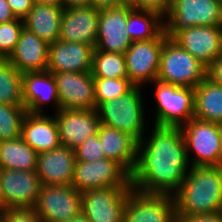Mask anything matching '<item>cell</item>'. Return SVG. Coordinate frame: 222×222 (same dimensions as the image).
Returning a JSON list of instances; mask_svg holds the SVG:
<instances>
[{"instance_id":"obj_21","label":"cell","mask_w":222,"mask_h":222,"mask_svg":"<svg viewBox=\"0 0 222 222\" xmlns=\"http://www.w3.org/2000/svg\"><path fill=\"white\" fill-rule=\"evenodd\" d=\"M22 98L29 113H43L42 105L51 101L56 107L55 112L61 109L56 80L48 70L22 74Z\"/></svg>"},{"instance_id":"obj_2","label":"cell","mask_w":222,"mask_h":222,"mask_svg":"<svg viewBox=\"0 0 222 222\" xmlns=\"http://www.w3.org/2000/svg\"><path fill=\"white\" fill-rule=\"evenodd\" d=\"M176 216L222 212V166H193L173 194Z\"/></svg>"},{"instance_id":"obj_40","label":"cell","mask_w":222,"mask_h":222,"mask_svg":"<svg viewBox=\"0 0 222 222\" xmlns=\"http://www.w3.org/2000/svg\"><path fill=\"white\" fill-rule=\"evenodd\" d=\"M126 3V0H91V6L97 10L115 8Z\"/></svg>"},{"instance_id":"obj_9","label":"cell","mask_w":222,"mask_h":222,"mask_svg":"<svg viewBox=\"0 0 222 222\" xmlns=\"http://www.w3.org/2000/svg\"><path fill=\"white\" fill-rule=\"evenodd\" d=\"M82 196L73 186L41 184L34 206L43 222H64L81 213Z\"/></svg>"},{"instance_id":"obj_25","label":"cell","mask_w":222,"mask_h":222,"mask_svg":"<svg viewBox=\"0 0 222 222\" xmlns=\"http://www.w3.org/2000/svg\"><path fill=\"white\" fill-rule=\"evenodd\" d=\"M64 8L35 3L23 19L24 27L48 44L59 40L61 17Z\"/></svg>"},{"instance_id":"obj_42","label":"cell","mask_w":222,"mask_h":222,"mask_svg":"<svg viewBox=\"0 0 222 222\" xmlns=\"http://www.w3.org/2000/svg\"><path fill=\"white\" fill-rule=\"evenodd\" d=\"M88 6H91V0H64V8Z\"/></svg>"},{"instance_id":"obj_23","label":"cell","mask_w":222,"mask_h":222,"mask_svg":"<svg viewBox=\"0 0 222 222\" xmlns=\"http://www.w3.org/2000/svg\"><path fill=\"white\" fill-rule=\"evenodd\" d=\"M21 138L37 153L61 145L55 116L50 117L44 113L27 112L21 126Z\"/></svg>"},{"instance_id":"obj_44","label":"cell","mask_w":222,"mask_h":222,"mask_svg":"<svg viewBox=\"0 0 222 222\" xmlns=\"http://www.w3.org/2000/svg\"><path fill=\"white\" fill-rule=\"evenodd\" d=\"M64 222H90L89 219L81 212L79 215L72 217Z\"/></svg>"},{"instance_id":"obj_33","label":"cell","mask_w":222,"mask_h":222,"mask_svg":"<svg viewBox=\"0 0 222 222\" xmlns=\"http://www.w3.org/2000/svg\"><path fill=\"white\" fill-rule=\"evenodd\" d=\"M23 28L24 20L20 18L0 23V54L9 57L15 49Z\"/></svg>"},{"instance_id":"obj_46","label":"cell","mask_w":222,"mask_h":222,"mask_svg":"<svg viewBox=\"0 0 222 222\" xmlns=\"http://www.w3.org/2000/svg\"><path fill=\"white\" fill-rule=\"evenodd\" d=\"M7 62V57H5L4 55L0 54V68L6 64Z\"/></svg>"},{"instance_id":"obj_26","label":"cell","mask_w":222,"mask_h":222,"mask_svg":"<svg viewBox=\"0 0 222 222\" xmlns=\"http://www.w3.org/2000/svg\"><path fill=\"white\" fill-rule=\"evenodd\" d=\"M164 16L153 10L134 8L128 4L127 30L132 41H148L165 33Z\"/></svg>"},{"instance_id":"obj_39","label":"cell","mask_w":222,"mask_h":222,"mask_svg":"<svg viewBox=\"0 0 222 222\" xmlns=\"http://www.w3.org/2000/svg\"><path fill=\"white\" fill-rule=\"evenodd\" d=\"M180 222H222V212L186 216Z\"/></svg>"},{"instance_id":"obj_45","label":"cell","mask_w":222,"mask_h":222,"mask_svg":"<svg viewBox=\"0 0 222 222\" xmlns=\"http://www.w3.org/2000/svg\"><path fill=\"white\" fill-rule=\"evenodd\" d=\"M220 166H222V123H220Z\"/></svg>"},{"instance_id":"obj_43","label":"cell","mask_w":222,"mask_h":222,"mask_svg":"<svg viewBox=\"0 0 222 222\" xmlns=\"http://www.w3.org/2000/svg\"><path fill=\"white\" fill-rule=\"evenodd\" d=\"M34 3L64 8V0H34Z\"/></svg>"},{"instance_id":"obj_17","label":"cell","mask_w":222,"mask_h":222,"mask_svg":"<svg viewBox=\"0 0 222 222\" xmlns=\"http://www.w3.org/2000/svg\"><path fill=\"white\" fill-rule=\"evenodd\" d=\"M61 109H96L94 82L90 72L53 73Z\"/></svg>"},{"instance_id":"obj_36","label":"cell","mask_w":222,"mask_h":222,"mask_svg":"<svg viewBox=\"0 0 222 222\" xmlns=\"http://www.w3.org/2000/svg\"><path fill=\"white\" fill-rule=\"evenodd\" d=\"M134 8L153 10L165 16L171 6V0H126Z\"/></svg>"},{"instance_id":"obj_8","label":"cell","mask_w":222,"mask_h":222,"mask_svg":"<svg viewBox=\"0 0 222 222\" xmlns=\"http://www.w3.org/2000/svg\"><path fill=\"white\" fill-rule=\"evenodd\" d=\"M72 185L83 193L105 187H132L131 174L118 162L104 158L75 161Z\"/></svg>"},{"instance_id":"obj_30","label":"cell","mask_w":222,"mask_h":222,"mask_svg":"<svg viewBox=\"0 0 222 222\" xmlns=\"http://www.w3.org/2000/svg\"><path fill=\"white\" fill-rule=\"evenodd\" d=\"M0 103L24 107L22 73L8 61L0 68Z\"/></svg>"},{"instance_id":"obj_6","label":"cell","mask_w":222,"mask_h":222,"mask_svg":"<svg viewBox=\"0 0 222 222\" xmlns=\"http://www.w3.org/2000/svg\"><path fill=\"white\" fill-rule=\"evenodd\" d=\"M164 17L168 38L193 26H222V3L219 0H171L170 9Z\"/></svg>"},{"instance_id":"obj_18","label":"cell","mask_w":222,"mask_h":222,"mask_svg":"<svg viewBox=\"0 0 222 222\" xmlns=\"http://www.w3.org/2000/svg\"><path fill=\"white\" fill-rule=\"evenodd\" d=\"M99 10L93 6L64 8L59 40L90 44L98 41Z\"/></svg>"},{"instance_id":"obj_13","label":"cell","mask_w":222,"mask_h":222,"mask_svg":"<svg viewBox=\"0 0 222 222\" xmlns=\"http://www.w3.org/2000/svg\"><path fill=\"white\" fill-rule=\"evenodd\" d=\"M123 222H178L173 195L145 194L133 189L127 199Z\"/></svg>"},{"instance_id":"obj_5","label":"cell","mask_w":222,"mask_h":222,"mask_svg":"<svg viewBox=\"0 0 222 222\" xmlns=\"http://www.w3.org/2000/svg\"><path fill=\"white\" fill-rule=\"evenodd\" d=\"M151 83L157 103L154 125L181 127L194 118V88L159 80Z\"/></svg>"},{"instance_id":"obj_14","label":"cell","mask_w":222,"mask_h":222,"mask_svg":"<svg viewBox=\"0 0 222 222\" xmlns=\"http://www.w3.org/2000/svg\"><path fill=\"white\" fill-rule=\"evenodd\" d=\"M171 39L206 68L222 54L221 26L199 25L185 28Z\"/></svg>"},{"instance_id":"obj_24","label":"cell","mask_w":222,"mask_h":222,"mask_svg":"<svg viewBox=\"0 0 222 222\" xmlns=\"http://www.w3.org/2000/svg\"><path fill=\"white\" fill-rule=\"evenodd\" d=\"M98 138L105 158L118 162L131 174L136 164L138 143L128 134L102 124Z\"/></svg>"},{"instance_id":"obj_22","label":"cell","mask_w":222,"mask_h":222,"mask_svg":"<svg viewBox=\"0 0 222 222\" xmlns=\"http://www.w3.org/2000/svg\"><path fill=\"white\" fill-rule=\"evenodd\" d=\"M48 49L46 41L24 27L7 61L22 74L44 71L48 68Z\"/></svg>"},{"instance_id":"obj_20","label":"cell","mask_w":222,"mask_h":222,"mask_svg":"<svg viewBox=\"0 0 222 222\" xmlns=\"http://www.w3.org/2000/svg\"><path fill=\"white\" fill-rule=\"evenodd\" d=\"M74 150L59 147L38 153L36 173L41 184L72 185L75 164Z\"/></svg>"},{"instance_id":"obj_16","label":"cell","mask_w":222,"mask_h":222,"mask_svg":"<svg viewBox=\"0 0 222 222\" xmlns=\"http://www.w3.org/2000/svg\"><path fill=\"white\" fill-rule=\"evenodd\" d=\"M128 3L99 10L96 50L124 54L133 41L127 30Z\"/></svg>"},{"instance_id":"obj_27","label":"cell","mask_w":222,"mask_h":222,"mask_svg":"<svg viewBox=\"0 0 222 222\" xmlns=\"http://www.w3.org/2000/svg\"><path fill=\"white\" fill-rule=\"evenodd\" d=\"M194 118L222 123V86L208 77L194 88Z\"/></svg>"},{"instance_id":"obj_15","label":"cell","mask_w":222,"mask_h":222,"mask_svg":"<svg viewBox=\"0 0 222 222\" xmlns=\"http://www.w3.org/2000/svg\"><path fill=\"white\" fill-rule=\"evenodd\" d=\"M54 116L61 145L72 150L97 135L101 125L96 109H60Z\"/></svg>"},{"instance_id":"obj_35","label":"cell","mask_w":222,"mask_h":222,"mask_svg":"<svg viewBox=\"0 0 222 222\" xmlns=\"http://www.w3.org/2000/svg\"><path fill=\"white\" fill-rule=\"evenodd\" d=\"M0 222H43L33 208H9L1 210Z\"/></svg>"},{"instance_id":"obj_37","label":"cell","mask_w":222,"mask_h":222,"mask_svg":"<svg viewBox=\"0 0 222 222\" xmlns=\"http://www.w3.org/2000/svg\"><path fill=\"white\" fill-rule=\"evenodd\" d=\"M16 18L24 19L34 6V0H7Z\"/></svg>"},{"instance_id":"obj_10","label":"cell","mask_w":222,"mask_h":222,"mask_svg":"<svg viewBox=\"0 0 222 222\" xmlns=\"http://www.w3.org/2000/svg\"><path fill=\"white\" fill-rule=\"evenodd\" d=\"M133 187H105L81 193V212L90 222H123Z\"/></svg>"},{"instance_id":"obj_34","label":"cell","mask_w":222,"mask_h":222,"mask_svg":"<svg viewBox=\"0 0 222 222\" xmlns=\"http://www.w3.org/2000/svg\"><path fill=\"white\" fill-rule=\"evenodd\" d=\"M76 161H96L105 158L98 134L89 137L83 144L74 149Z\"/></svg>"},{"instance_id":"obj_19","label":"cell","mask_w":222,"mask_h":222,"mask_svg":"<svg viewBox=\"0 0 222 222\" xmlns=\"http://www.w3.org/2000/svg\"><path fill=\"white\" fill-rule=\"evenodd\" d=\"M94 47L90 44L57 40L49 44L48 68L51 73L90 72Z\"/></svg>"},{"instance_id":"obj_29","label":"cell","mask_w":222,"mask_h":222,"mask_svg":"<svg viewBox=\"0 0 222 222\" xmlns=\"http://www.w3.org/2000/svg\"><path fill=\"white\" fill-rule=\"evenodd\" d=\"M91 73L93 77L128 78L125 54L105 52L94 48Z\"/></svg>"},{"instance_id":"obj_4","label":"cell","mask_w":222,"mask_h":222,"mask_svg":"<svg viewBox=\"0 0 222 222\" xmlns=\"http://www.w3.org/2000/svg\"><path fill=\"white\" fill-rule=\"evenodd\" d=\"M207 77V68L171 38L164 41L157 80L195 88Z\"/></svg>"},{"instance_id":"obj_7","label":"cell","mask_w":222,"mask_h":222,"mask_svg":"<svg viewBox=\"0 0 222 222\" xmlns=\"http://www.w3.org/2000/svg\"><path fill=\"white\" fill-rule=\"evenodd\" d=\"M189 163L193 166H220V124L193 118L180 127ZM193 151V160L189 159ZM196 155V156H195Z\"/></svg>"},{"instance_id":"obj_1","label":"cell","mask_w":222,"mask_h":222,"mask_svg":"<svg viewBox=\"0 0 222 222\" xmlns=\"http://www.w3.org/2000/svg\"><path fill=\"white\" fill-rule=\"evenodd\" d=\"M153 127L148 141L137 144L131 185L145 194L173 195L191 168L185 140L180 127Z\"/></svg>"},{"instance_id":"obj_31","label":"cell","mask_w":222,"mask_h":222,"mask_svg":"<svg viewBox=\"0 0 222 222\" xmlns=\"http://www.w3.org/2000/svg\"><path fill=\"white\" fill-rule=\"evenodd\" d=\"M27 109L0 103V141L21 137V126Z\"/></svg>"},{"instance_id":"obj_41","label":"cell","mask_w":222,"mask_h":222,"mask_svg":"<svg viewBox=\"0 0 222 222\" xmlns=\"http://www.w3.org/2000/svg\"><path fill=\"white\" fill-rule=\"evenodd\" d=\"M16 19L7 0H0V23Z\"/></svg>"},{"instance_id":"obj_11","label":"cell","mask_w":222,"mask_h":222,"mask_svg":"<svg viewBox=\"0 0 222 222\" xmlns=\"http://www.w3.org/2000/svg\"><path fill=\"white\" fill-rule=\"evenodd\" d=\"M40 186L36 171L0 169V209L34 208Z\"/></svg>"},{"instance_id":"obj_28","label":"cell","mask_w":222,"mask_h":222,"mask_svg":"<svg viewBox=\"0 0 222 222\" xmlns=\"http://www.w3.org/2000/svg\"><path fill=\"white\" fill-rule=\"evenodd\" d=\"M37 157L21 137L0 141V169L36 171Z\"/></svg>"},{"instance_id":"obj_3","label":"cell","mask_w":222,"mask_h":222,"mask_svg":"<svg viewBox=\"0 0 222 222\" xmlns=\"http://www.w3.org/2000/svg\"><path fill=\"white\" fill-rule=\"evenodd\" d=\"M141 94V87L134 86L126 94L103 102L96 109L101 124L128 134L139 143L145 137L146 125Z\"/></svg>"},{"instance_id":"obj_38","label":"cell","mask_w":222,"mask_h":222,"mask_svg":"<svg viewBox=\"0 0 222 222\" xmlns=\"http://www.w3.org/2000/svg\"><path fill=\"white\" fill-rule=\"evenodd\" d=\"M207 77L222 86V54L207 68Z\"/></svg>"},{"instance_id":"obj_32","label":"cell","mask_w":222,"mask_h":222,"mask_svg":"<svg viewBox=\"0 0 222 222\" xmlns=\"http://www.w3.org/2000/svg\"><path fill=\"white\" fill-rule=\"evenodd\" d=\"M96 109L109 101L129 92L135 85L129 78L93 77Z\"/></svg>"},{"instance_id":"obj_12","label":"cell","mask_w":222,"mask_h":222,"mask_svg":"<svg viewBox=\"0 0 222 222\" xmlns=\"http://www.w3.org/2000/svg\"><path fill=\"white\" fill-rule=\"evenodd\" d=\"M168 36L148 41H133L126 50V71L128 78L135 86H143L157 80L160 53ZM144 83V84H143Z\"/></svg>"}]
</instances>
